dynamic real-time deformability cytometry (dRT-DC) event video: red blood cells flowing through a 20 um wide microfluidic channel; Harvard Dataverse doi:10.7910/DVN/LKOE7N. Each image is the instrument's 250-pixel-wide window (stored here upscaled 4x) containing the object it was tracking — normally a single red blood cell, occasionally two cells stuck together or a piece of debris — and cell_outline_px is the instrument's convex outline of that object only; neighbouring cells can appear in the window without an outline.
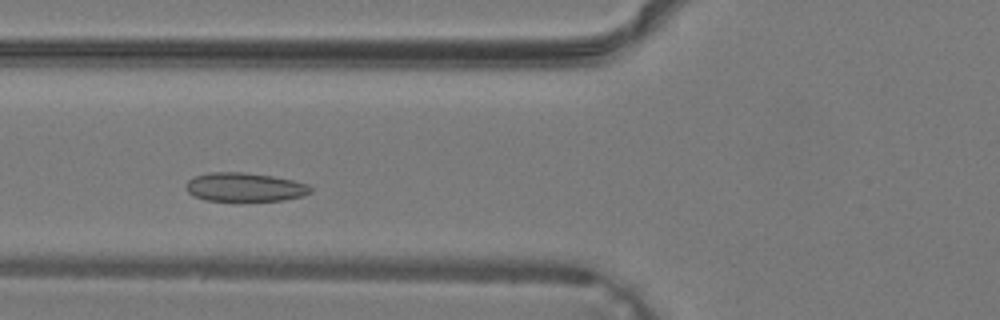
{"species": "common noctule bat (a hibernating species)", "species_latin": "Nyctalus noctula", "temperature_condition": "warm", "stored_images_in_passage": 32, "camera_frame_rate_fps": 3000, "um_per_image_px": 0.085, "animal": {"sex": "male", "body_mass_g": 19.2, "forearm_length_mm": 51.8}, "frame": {"image": 1, "passage_image": 8, "time_ms": 2.333, "image_size_px": [1000, 320], "cell_outline_px": [[312, 192], [304, 196], [284, 200], [236, 204], [204, 200], [188, 192], [184, 188], [188, 180], [196, 176], [208, 172], [244, 172], [272, 176], [292, 180], [308, 184], [312, 188]], "centroid_in_image_um": [20.8, 15.96], "position_along_channel_um": 105.0, "area_um2": 21.96}}
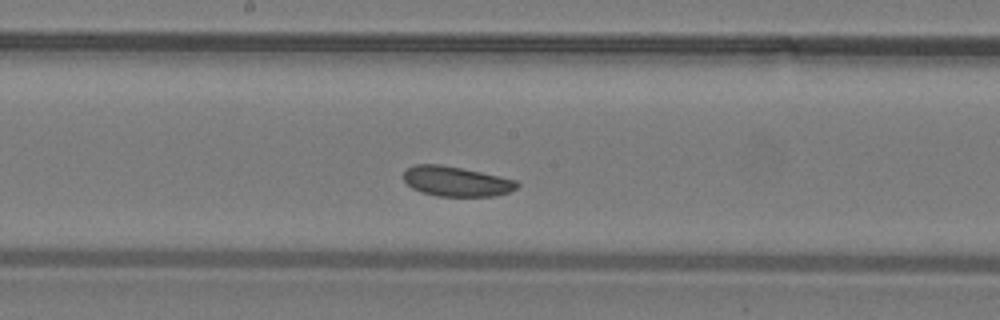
{"frame": {"image": 2, "passage_image": 14, "time_ms": 4.333, "image_size_px": [1000, 320], "cell_outline_px": [[520, 184], [516, 188], [508, 192], [496, 196], [436, 196], [420, 192], [412, 188], [404, 180], [404, 172], [408, 168], [416, 164], [440, 164], [500, 176], [516, 180]], "centroid_in_image_um": [38.78, 15.42], "position_along_channel_um": 209.4, "area_um2": 19.71}}
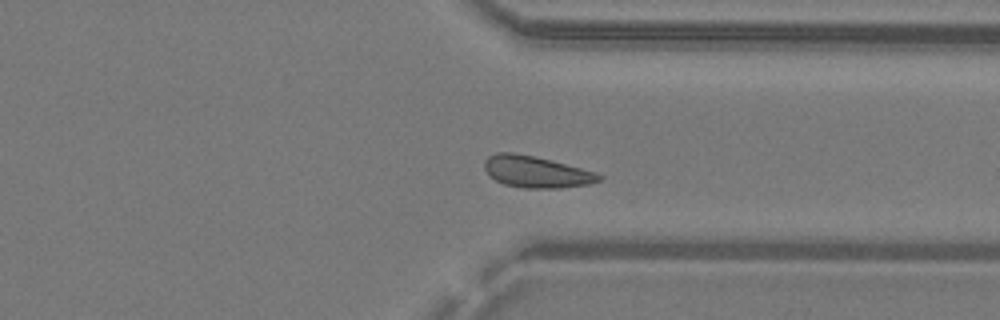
{"frame": {"image": 3, "passage_image": 23, "time_ms": 7.333, "image_size_px": [1000, 320], "cell_outline_px": [[604, 180], [588, 184], [560, 188], [524, 188], [504, 184], [496, 180], [484, 168], [484, 160], [488, 156], [496, 152], [512, 152], [552, 160], [596, 172], [604, 176]], "centroid_in_image_um": [45.61, 14.6], "position_along_channel_um": 365.8, "area_um2": 21.1}}